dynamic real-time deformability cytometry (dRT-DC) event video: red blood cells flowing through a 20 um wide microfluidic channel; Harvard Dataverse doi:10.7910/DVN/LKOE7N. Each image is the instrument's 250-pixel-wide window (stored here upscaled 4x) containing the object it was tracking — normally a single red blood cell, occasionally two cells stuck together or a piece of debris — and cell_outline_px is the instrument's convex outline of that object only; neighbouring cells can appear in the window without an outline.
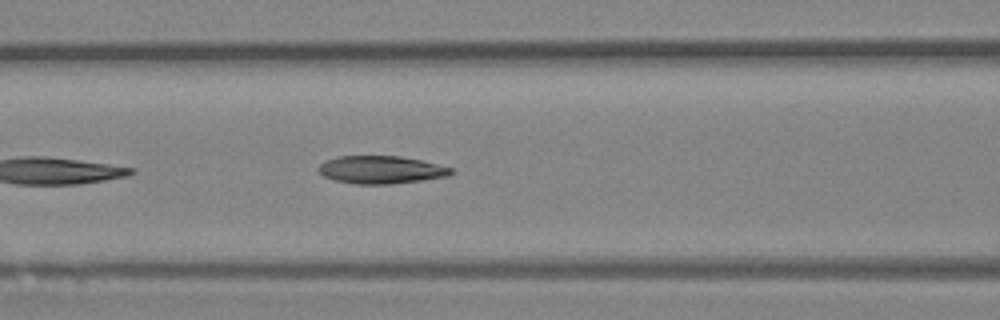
{"species": "Egyptian fruit bat (a non-hibernating species)", "species_latin": "Rousettus aegyptiacus", "temperature_condition": "room temperature", "stored_images_in_passage": 22, "camera_frame_rate_fps": 3000, "um_per_image_px": 0.085, "animal": {"sex": "female"}, "frame": {"image": 1, "passage_image": 7, "time_ms": 2.0, "image_size_px": [1000, 320], "cell_outline_px": [[456, 172], [448, 176], [392, 184], [356, 184], [332, 180], [324, 176], [316, 168], [324, 160], [336, 156], [400, 156], [420, 160], [452, 168]], "centroid_in_image_um": [32.34, 14.43], "position_along_channel_um": 134.3, "area_um2": 21.56}}
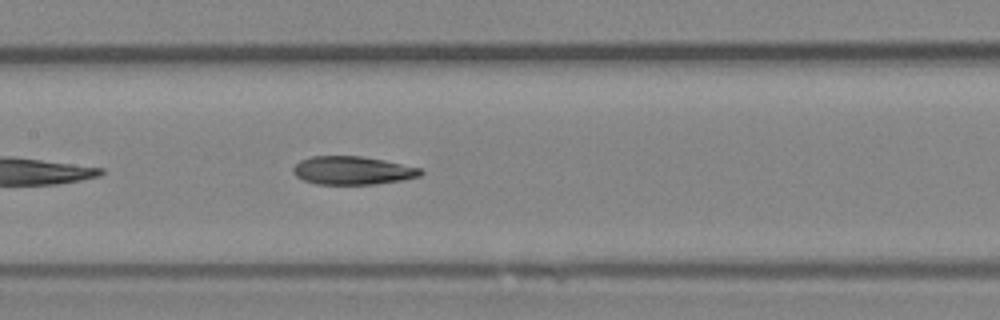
{"frame": {"image": 2, "passage_image": 10, "time_ms": 3.0, "image_size_px": [1000, 320], "cell_outline_px": [[424, 172], [420, 176], [400, 180], [376, 184], [316, 184], [304, 180], [296, 176], [292, 172], [292, 168], [300, 160], [312, 156], [360, 156], [384, 160], [420, 168]], "centroid_in_image_um": [29.94, 14.49], "position_along_channel_um": 177.5, "area_um2": 20.92}}